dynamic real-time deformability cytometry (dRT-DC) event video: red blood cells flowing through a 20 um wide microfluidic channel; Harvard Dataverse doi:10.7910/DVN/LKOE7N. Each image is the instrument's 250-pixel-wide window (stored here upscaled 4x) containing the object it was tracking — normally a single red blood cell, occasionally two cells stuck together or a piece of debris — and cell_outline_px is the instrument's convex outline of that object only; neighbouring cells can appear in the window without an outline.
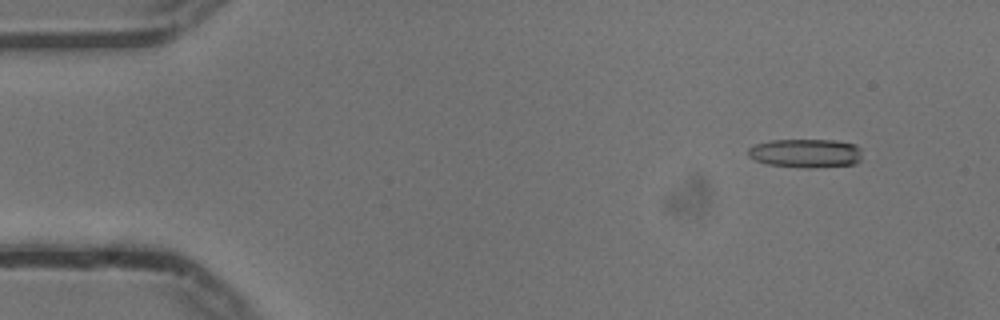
{"species": "common noctule bat (a hibernating species)", "species_latin": "Nyctalus noctula", "temperature_condition": "cold", "stored_images_in_passage": 55, "camera_frame_rate_fps": 3000, "um_per_image_px": 0.085, "animal": {"sex": "male", "body_mass_g": 13.3}, "frame": {"image": 1, "passage_image": 6, "time_ms": 1.667, "image_size_px": [1000, 320], "cell_outline_px": [[860, 160], [856, 164], [816, 168], [804, 168], [768, 164], [756, 160], [748, 156], [748, 148], [756, 144], [772, 140], [836, 140], [856, 144], [860, 148]], "centroid_in_image_um": [68.51, 13.03], "position_along_channel_um": 16.5, "area_um2": 19.25}}
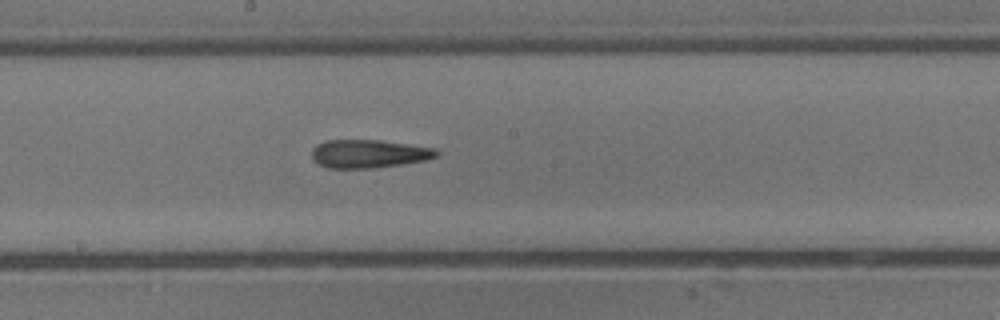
{"frame": {"image": 2, "passage_image": 30, "time_ms": 9.667, "image_size_px": [1000, 320], "cell_outline_px": [[440, 152], [436, 156], [428, 160], [400, 164], [368, 168], [328, 168], [316, 164], [312, 160], [312, 148], [316, 144], [328, 140], [380, 140], [436, 148]], "centroid_in_image_um": [31.32, 13.06], "position_along_channel_um": 216.9, "area_um2": 20.63}}
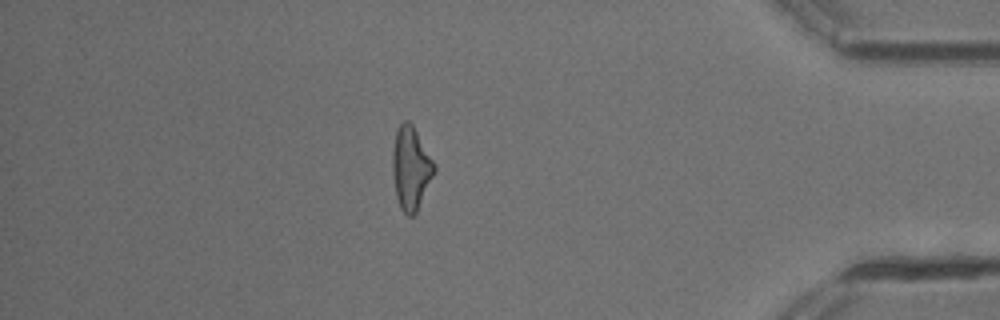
{"frame": {"image": 3, "passage_image": 48, "time_ms": 15.667, "image_size_px": [1000, 320], "cell_outline_px": [[436, 172], [416, 212], [412, 216], [408, 216], [400, 208], [396, 196], [392, 172], [392, 152], [396, 132], [400, 124], [404, 120], [408, 120], [412, 124], [436, 164]], "centroid_in_image_um": [34.93, 14.29], "position_along_channel_um": 400.3, "area_um2": 20.29}, "authors_computed_cell_mechanics": {"area_um2": 20.0566, "velocity_mm_per_s": 3.7633, "shape_relaxation_time_tau1_ms": null, "shape_relaxation_time_tau2_ms": 7.1941, "deformation_change_tau1": null, "deformation_change_tau2": 0.2368}}